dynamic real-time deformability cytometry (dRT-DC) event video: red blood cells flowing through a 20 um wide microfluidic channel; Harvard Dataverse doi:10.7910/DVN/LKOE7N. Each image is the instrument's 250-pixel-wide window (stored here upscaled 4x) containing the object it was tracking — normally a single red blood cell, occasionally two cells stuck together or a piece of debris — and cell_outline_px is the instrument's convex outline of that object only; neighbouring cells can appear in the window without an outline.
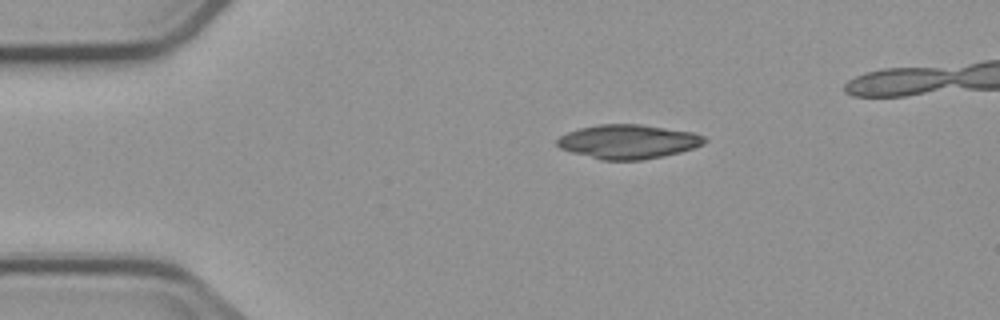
{"species": "common noctule bat (a hibernating species)", "species_latin": "Nyctalus noctula", "temperature_condition": "cold", "stored_images_in_passage": 4, "camera_frame_rate_fps": 3000, "um_per_image_px": 0.085, "animal": {"sex": "male", "body_mass_g": 23.1, "forearm_length_mm": 52.7}, "frame": {"image": 1, "passage_image": 1, "time_ms": 0.0, "image_size_px": [1000, 320], "cell_outline_px": [[708, 140], [704, 144], [680, 152], [664, 156], [640, 160], [600, 160], [572, 152], [560, 148], [556, 144], [556, 140], [560, 136], [568, 132], [580, 128], [600, 124], [640, 124], [692, 132], [704, 136]], "centroid_in_image_um": [53.39, 12.04], "position_along_channel_um": 31.6, "area_um2": 29.25}}